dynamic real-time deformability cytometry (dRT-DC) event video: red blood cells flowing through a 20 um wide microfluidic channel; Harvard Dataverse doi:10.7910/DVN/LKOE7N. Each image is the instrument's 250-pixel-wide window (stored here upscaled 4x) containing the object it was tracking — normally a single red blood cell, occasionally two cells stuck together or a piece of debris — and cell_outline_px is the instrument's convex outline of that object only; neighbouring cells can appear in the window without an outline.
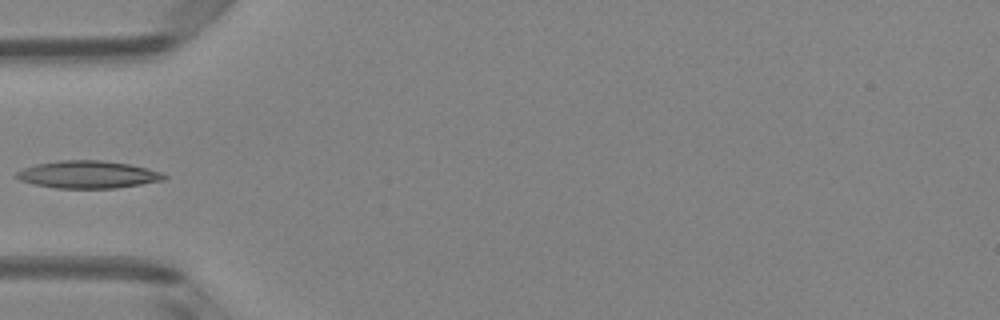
{"species": "Egyptian fruit bat (a non-hibernating species)", "species_latin": "Rousettus aegyptiacus", "temperature_condition": "room temperature", "stored_images_in_passage": 5, "camera_frame_rate_fps": 3000, "um_per_image_px": 0.085, "animal": {"sex": "female"}, "frame": {"image": 1, "passage_image": 4, "time_ms": 1.0, "image_size_px": [1000, 320], "cell_outline_px": [[168, 176], [164, 180], [116, 188], [56, 188], [36, 184], [20, 180], [16, 176], [16, 172], [24, 168], [36, 164], [60, 160], [100, 160], [128, 164], [148, 168], [164, 172]], "centroid_in_image_um": [7.52, 14.83], "position_along_channel_um": 77.5, "area_um2": 23.52}}
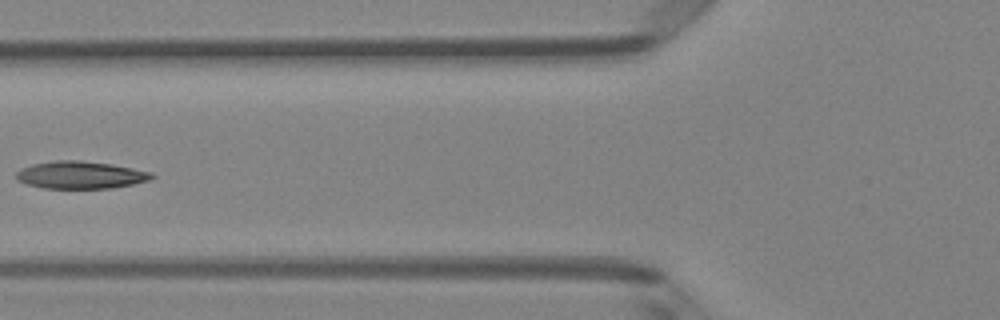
{"frame": {"image": 2, "passage_image": 5, "time_ms": 1.333, "image_size_px": [1000, 320], "cell_outline_px": [[156, 176], [152, 180], [112, 188], [44, 188], [28, 184], [16, 180], [16, 172], [20, 168], [32, 164], [56, 160], [80, 160], [112, 164], [152, 172]], "centroid_in_image_um": [6.86, 14.87], "position_along_channel_um": 118.9, "area_um2": 21.79}}